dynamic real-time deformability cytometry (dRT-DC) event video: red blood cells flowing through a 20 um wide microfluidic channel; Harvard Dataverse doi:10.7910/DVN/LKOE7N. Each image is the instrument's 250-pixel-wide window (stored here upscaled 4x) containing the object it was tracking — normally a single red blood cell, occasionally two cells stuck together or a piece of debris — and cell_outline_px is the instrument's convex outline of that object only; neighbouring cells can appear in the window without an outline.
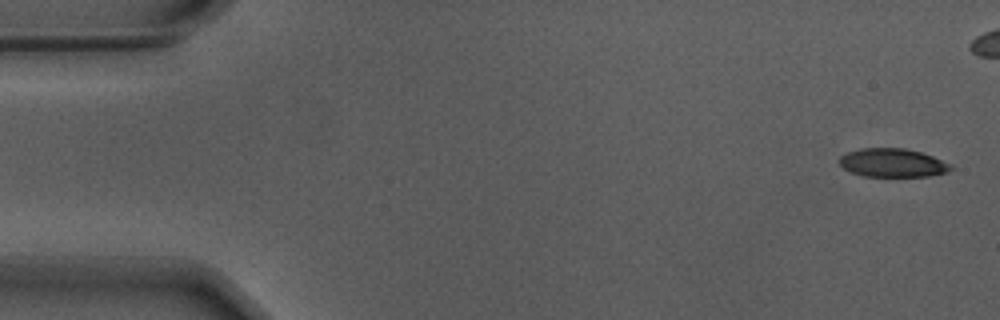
{"species": "Egyptian fruit bat (a non-hibernating species)", "species_latin": "Rousettus aegyptiacus", "temperature_condition": "warm", "stored_images_in_passage": 47, "camera_frame_rate_fps": 3000, "um_per_image_px": 0.085, "animal": {"sex": "male"}, "frame": {"image": 1, "passage_image": 1, "time_ms": 0.0, "image_size_px": [1000, 320], "cell_outline_px": [[952, 168], [948, 172], [928, 176], [864, 176], [852, 172], [844, 168], [840, 164], [840, 156], [848, 152], [860, 148], [904, 148], [920, 152], [932, 156], [952, 164]], "centroid_in_image_um": [75.89, 13.83], "position_along_channel_um": 9.1, "area_um2": 18.38}}
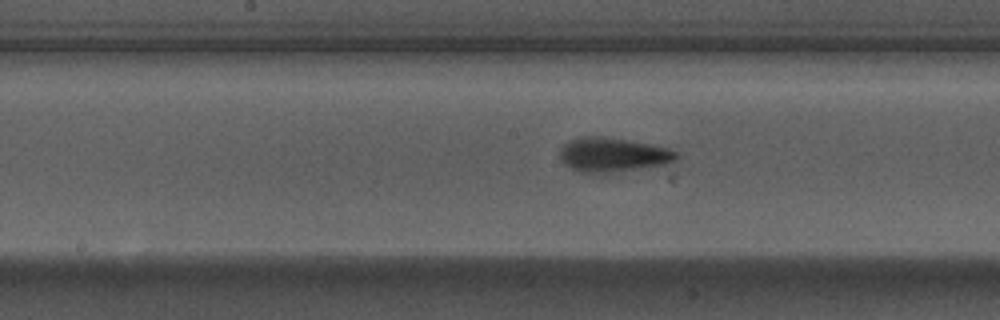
{"frame": {"image": 2, "passage_image": 27, "time_ms": 8.667, "image_size_px": [1000, 320], "cell_outline_px": [[680, 156], [676, 160], [664, 164], [604, 176], [580, 172], [564, 164], [560, 160], [560, 148], [568, 140], [580, 136], [600, 136], [648, 144], [668, 148], [676, 152]], "centroid_in_image_um": [52.05, 13.2], "position_along_channel_um": 196.2, "area_um2": 23.87}}
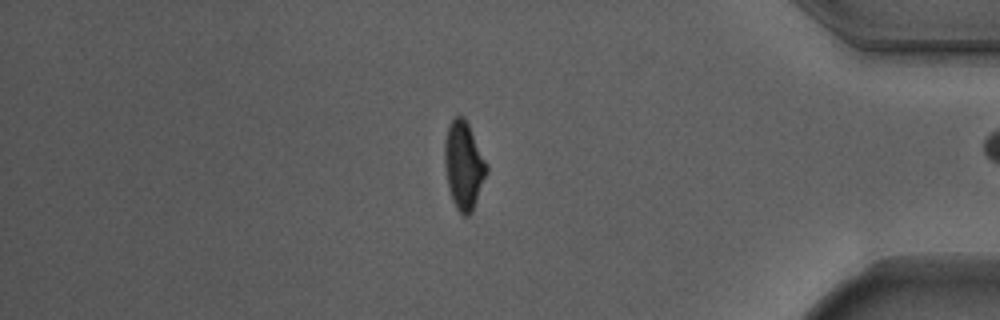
{"frame": {"image": 3, "passage_image": 46, "time_ms": 15.0, "image_size_px": [1000, 320], "cell_outline_px": [[488, 172], [472, 212], [468, 216], [464, 216], [456, 208], [452, 200], [448, 188], [444, 160], [444, 144], [448, 128], [452, 120], [456, 116], [464, 116], [488, 164]], "centroid_in_image_um": [39.43, 14.08], "position_along_channel_um": 395.8, "area_um2": 21.5}}